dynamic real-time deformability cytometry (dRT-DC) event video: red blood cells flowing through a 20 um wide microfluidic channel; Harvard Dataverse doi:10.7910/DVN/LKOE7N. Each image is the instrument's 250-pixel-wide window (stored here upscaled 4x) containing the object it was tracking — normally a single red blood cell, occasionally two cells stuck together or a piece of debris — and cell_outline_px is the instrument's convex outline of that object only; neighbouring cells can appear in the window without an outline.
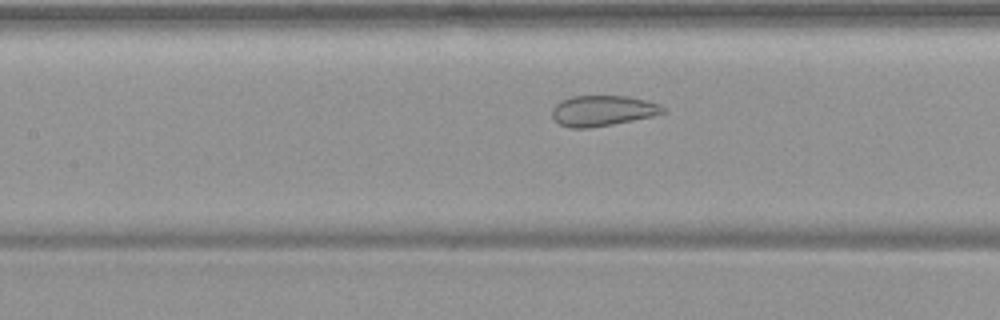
{"species": "common noctule bat (a hibernating species)", "species_latin": "Nyctalus noctula", "temperature_condition": "warm", "stored_images_in_passage": 50, "camera_frame_rate_fps": 3000, "um_per_image_px": 0.085, "animal": {"sex": "female", "body_mass_g": 19.9}, "frame": {"image": 1, "passage_image": 21, "time_ms": 6.667, "image_size_px": [1000, 320], "cell_outline_px": [[668, 112], [652, 116], [612, 124], [588, 128], [568, 128], [560, 124], [552, 116], [552, 108], [560, 100], [572, 96], [628, 96], [660, 104], [668, 108]], "centroid_in_image_um": [51.24, 9.4], "position_along_channel_um": 156.2, "area_um2": 19.83}}
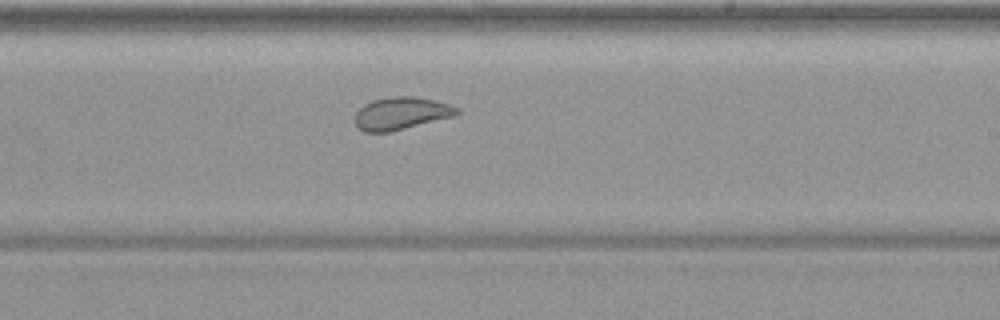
{"frame": {"image": 2, "passage_image": 29, "time_ms": 9.333, "image_size_px": [1000, 320], "cell_outline_px": [[460, 112], [456, 116], [388, 132], [364, 132], [356, 124], [356, 112], [364, 104], [372, 100], [392, 96], [416, 96], [448, 104], [460, 108]], "centroid_in_image_um": [34.13, 9.63], "position_along_channel_um": 254.9, "area_um2": 19.25}}
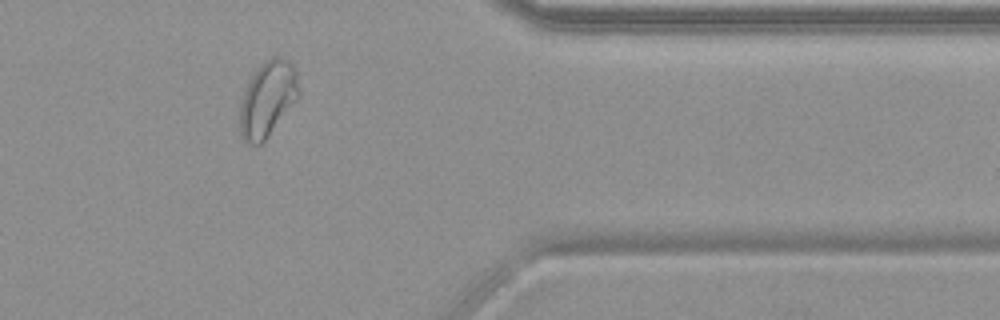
{"frame": {"image": 3, "passage_image": 41, "time_ms": 13.333, "image_size_px": [1000, 320], "cell_outline_px": [[300, 96], [268, 136], [260, 144], [252, 144], [244, 140], [240, 136], [240, 104], [244, 88], [248, 80], [256, 68], [264, 60], [272, 56], [284, 56], [292, 64], [296, 72], [300, 92]], "centroid_in_image_um": [22.74, 8.36], "position_along_channel_um": 388.7, "area_um2": 26.24}, "authors_computed_cell_mechanics": {"area_um2": 25.143, "velocity_mm_per_s": 3.7271, "shape_relaxation_time_tau1_ms": null, "shape_relaxation_time_tau2_ms": 0.7685, "deformation_change_tau1": null, "deformation_change_tau2": 0.0523}}